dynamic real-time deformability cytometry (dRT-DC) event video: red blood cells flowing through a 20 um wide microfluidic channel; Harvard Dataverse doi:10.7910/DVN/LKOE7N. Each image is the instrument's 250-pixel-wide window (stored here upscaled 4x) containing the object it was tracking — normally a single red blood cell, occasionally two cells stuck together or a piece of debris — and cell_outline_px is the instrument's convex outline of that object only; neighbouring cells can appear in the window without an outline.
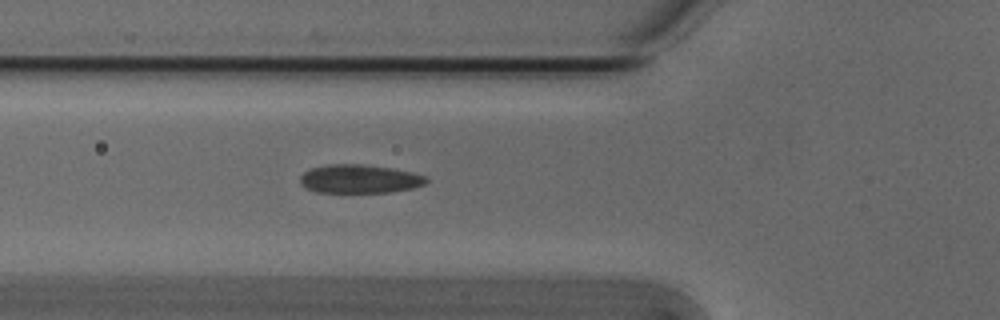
{"species": "Egyptian fruit bat (a non-hibernating species)", "species_latin": "Rousettus aegyptiacus", "temperature_condition": "cold", "stored_images_in_passage": 44, "camera_frame_rate_fps": 3000, "um_per_image_px": 0.085, "animal": {"sex": "male"}, "frame": {"image": 1, "passage_image": 13, "time_ms": 4.0, "image_size_px": [1000, 320], "cell_outline_px": [[428, 180], [424, 184], [412, 188], [392, 192], [316, 192], [304, 188], [300, 184], [300, 176], [304, 172], [312, 168], [328, 164], [364, 164], [392, 168], [412, 172], [424, 176]], "centroid_in_image_um": [30.52, 15.2], "position_along_channel_um": 95.3, "area_um2": 21.04}}
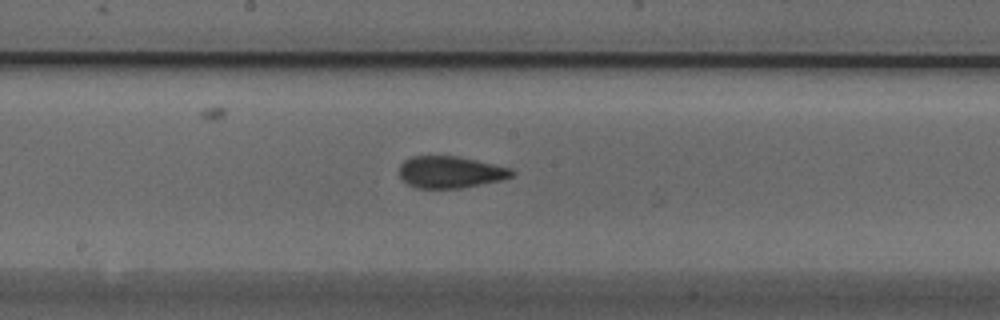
{"frame": {"image": 2, "passage_image": 22, "time_ms": 7.0, "image_size_px": [1000, 320], "cell_outline_px": [[516, 172], [512, 176], [500, 180], [464, 188], [416, 188], [408, 184], [400, 176], [400, 164], [404, 160], [412, 156], [456, 156], [476, 160], [512, 168]], "centroid_in_image_um": [38.29, 14.63], "position_along_channel_um": 209.9, "area_um2": 20.87}}
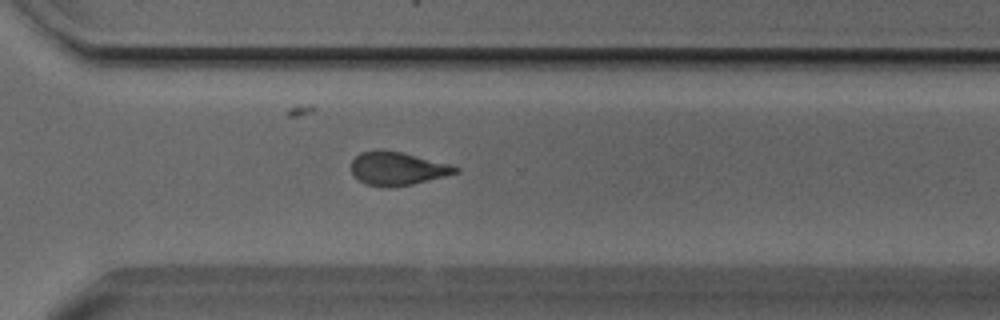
{"frame": {"image": 3, "passage_image": 32, "time_ms": 10.333, "image_size_px": [1000, 320], "cell_outline_px": [[460, 172], [412, 184], [392, 188], [388, 188], [364, 184], [352, 172], [352, 160], [360, 152], [400, 152], [448, 164], [460, 168]], "centroid_in_image_um": [33.79, 14.37], "position_along_channel_um": 336.8, "area_um2": 19.59}, "authors_computed_cell_mechanics": {"area_um2": 20.9236, "velocity_mm_per_s": 3.8131, "shape_relaxation_time_tau1_ms": 8.2082, "shape_relaxation_time_tau2_ms": 1.6527, "deformation_change_tau1": 0.1802, "deformation_change_tau2": 0.0868}}